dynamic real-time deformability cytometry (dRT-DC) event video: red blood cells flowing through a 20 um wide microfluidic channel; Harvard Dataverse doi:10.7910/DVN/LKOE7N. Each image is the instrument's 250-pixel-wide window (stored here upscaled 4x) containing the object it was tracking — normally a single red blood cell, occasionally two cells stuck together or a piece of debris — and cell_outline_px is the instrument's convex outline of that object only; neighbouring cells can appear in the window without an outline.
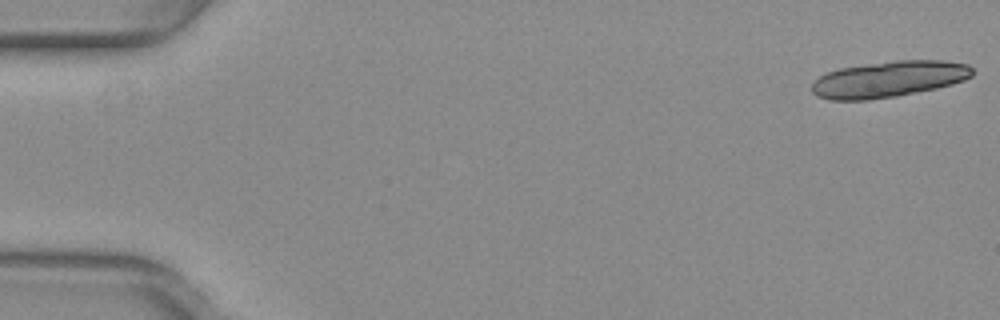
{"species": "common noctule bat (a hibernating species)", "species_latin": "Nyctalus noctula", "temperature_condition": "warm", "stored_images_in_passage": 9, "camera_frame_rate_fps": 3000, "um_per_image_px": 0.085, "animal": {"sex": "female", "body_mass_g": 29.2, "forearm_length_mm": 56.3}, "frame": {"image": 1, "passage_image": 1, "time_ms": 0.0, "image_size_px": [1000, 320], "cell_outline_px": [[972, 76], [964, 80], [952, 84], [936, 88], [896, 96], [868, 100], [828, 100], [816, 96], [812, 92], [812, 84], [820, 76], [828, 72], [840, 68], [896, 60], [940, 60], [968, 64], [972, 68]], "centroid_in_image_um": [75.54, 6.73], "position_along_channel_um": 9.5, "area_um2": 33.7}}